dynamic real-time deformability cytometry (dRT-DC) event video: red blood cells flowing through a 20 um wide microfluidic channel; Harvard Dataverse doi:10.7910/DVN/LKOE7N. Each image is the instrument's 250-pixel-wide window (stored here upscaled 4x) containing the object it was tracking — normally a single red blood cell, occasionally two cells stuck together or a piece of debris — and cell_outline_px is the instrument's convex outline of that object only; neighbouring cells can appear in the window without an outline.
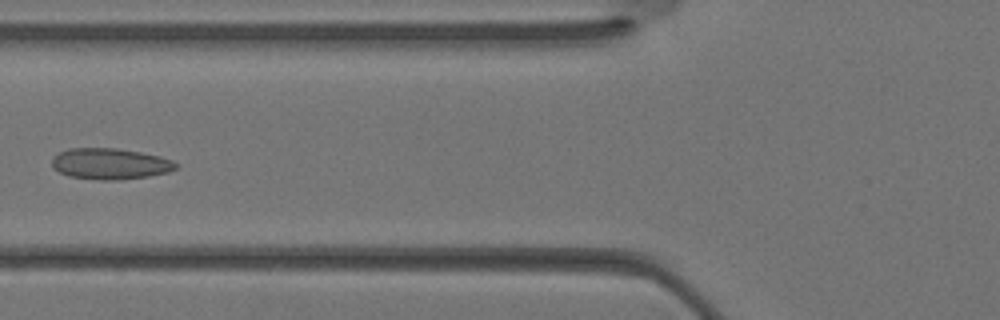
{"species": "Egyptian fruit bat (a non-hibernating species)", "species_latin": "Rousettus aegyptiacus", "temperature_condition": "warm", "stored_images_in_passage": 35, "camera_frame_rate_fps": 3000, "um_per_image_px": 0.085, "animal": {"sex": "female"}, "frame": {"image": 1, "passage_image": 14, "time_ms": 4.333, "image_size_px": [1000, 320], "cell_outline_px": [[180, 164], [176, 168], [168, 172], [148, 176], [116, 180], [100, 180], [68, 176], [52, 168], [52, 156], [68, 148], [116, 148], [140, 152], [160, 156], [172, 160]], "centroid_in_image_um": [9.35, 13.92], "position_along_channel_um": 116.5, "area_um2": 22.54}}
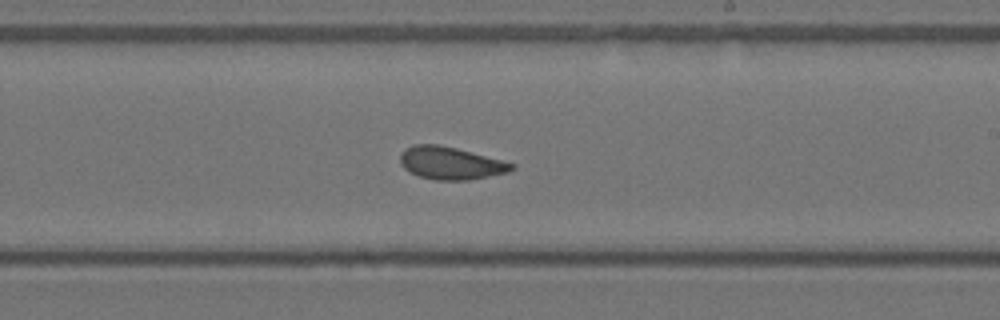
{"frame": {"image": 2, "passage_image": 21, "time_ms": 6.667, "image_size_px": [1000, 320], "cell_outline_px": [[516, 168], [508, 172], [468, 180], [436, 180], [420, 176], [408, 172], [400, 164], [400, 152], [404, 148], [416, 144], [436, 144], [456, 148], [516, 164]], "centroid_in_image_um": [38.27, 13.86], "position_along_channel_um": 250.7, "area_um2": 21.15}}
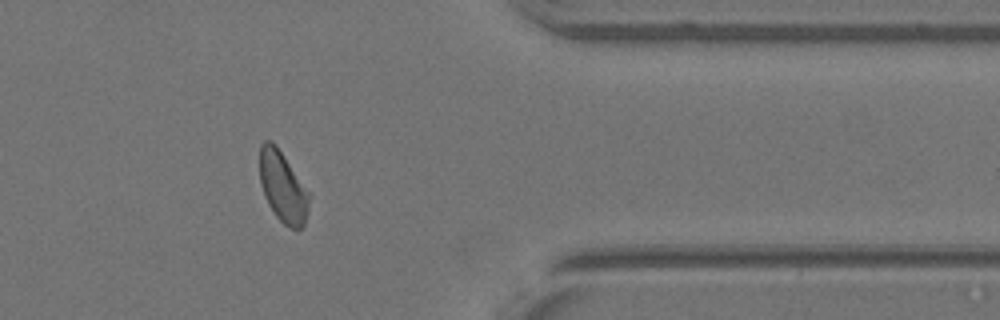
{"frame": {"image": 3, "passage_image": 29, "time_ms": 9.333, "image_size_px": [1000, 320], "cell_outline_px": [[312, 196], [304, 224], [300, 228], [292, 228], [284, 224], [276, 216], [268, 204], [264, 196], [260, 184], [260, 144], [264, 140], [272, 140], [276, 144]], "centroid_in_image_um": [24.04, 15.86], "position_along_channel_um": 387.4, "area_um2": 20.52}}